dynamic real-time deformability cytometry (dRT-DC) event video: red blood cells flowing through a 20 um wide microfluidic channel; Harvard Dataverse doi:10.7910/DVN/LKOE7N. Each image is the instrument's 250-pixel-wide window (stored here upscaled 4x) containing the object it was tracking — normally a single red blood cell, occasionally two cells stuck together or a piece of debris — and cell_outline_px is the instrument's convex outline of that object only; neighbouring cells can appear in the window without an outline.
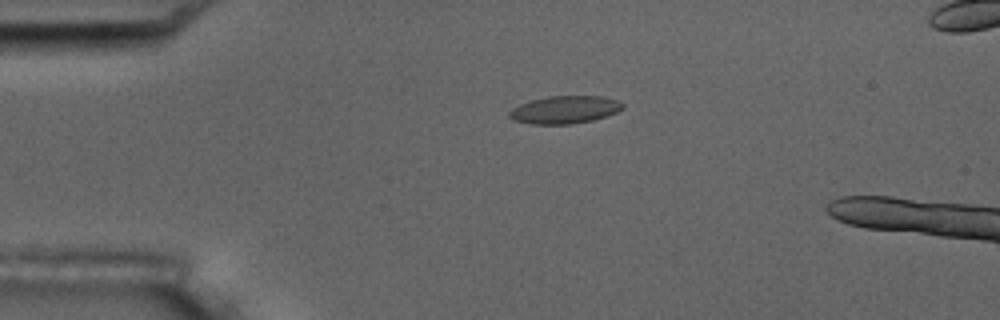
{"species": "common noctule bat (a hibernating species)", "species_latin": "Nyctalus noctula", "temperature_condition": "room temperature", "stored_images_in_passage": 5, "camera_frame_rate_fps": 3000, "um_per_image_px": 0.085, "animal": {"sex": "male", "body_mass_g": 17.5, "forearm_length_mm": 52.3}, "frame": {"image": 1, "passage_image": 3, "time_ms": 2.333, "image_size_px": [1000, 320], "cell_outline_px": [[624, 108], [608, 116], [592, 120], [568, 124], [532, 124], [512, 120], [508, 116], [508, 112], [512, 108], [520, 104], [532, 100], [548, 96], [604, 96], [620, 100], [624, 104]], "centroid_in_image_um": [48.02, 9.32], "position_along_channel_um": 37.0, "area_um2": 18.44}}